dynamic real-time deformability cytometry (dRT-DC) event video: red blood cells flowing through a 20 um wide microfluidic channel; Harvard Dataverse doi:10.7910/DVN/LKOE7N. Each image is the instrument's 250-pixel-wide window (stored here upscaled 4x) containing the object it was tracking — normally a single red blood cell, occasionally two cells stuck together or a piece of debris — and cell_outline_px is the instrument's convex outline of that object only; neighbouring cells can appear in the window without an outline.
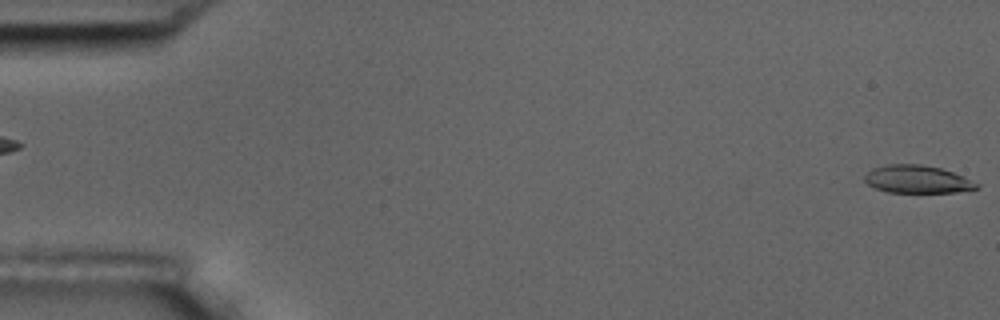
{"species": "common noctule bat (a hibernating species)", "species_latin": "Nyctalus noctula", "temperature_condition": "room temperature", "stored_images_in_passage": 3, "segment_of_instrument_passage": [2, 2], "camera_frame_rate_fps": 3000, "um_per_image_px": 0.085, "animal": {"sex": "male", "body_mass_g": 17.5, "forearm_length_mm": 52.3}, "frame": {"image": 1, "passage_image": 3, "time_ms": 2.667, "image_size_px": [1000, 320], "cell_outline_px": [[980, 188], [956, 192], [888, 192], [876, 188], [868, 184], [864, 180], [864, 176], [872, 168], [888, 164], [920, 164], [940, 168], [964, 176], [980, 184]], "centroid_in_image_um": [77.98, 15.23], "position_along_channel_um": 7.0, "area_um2": 18.09}}